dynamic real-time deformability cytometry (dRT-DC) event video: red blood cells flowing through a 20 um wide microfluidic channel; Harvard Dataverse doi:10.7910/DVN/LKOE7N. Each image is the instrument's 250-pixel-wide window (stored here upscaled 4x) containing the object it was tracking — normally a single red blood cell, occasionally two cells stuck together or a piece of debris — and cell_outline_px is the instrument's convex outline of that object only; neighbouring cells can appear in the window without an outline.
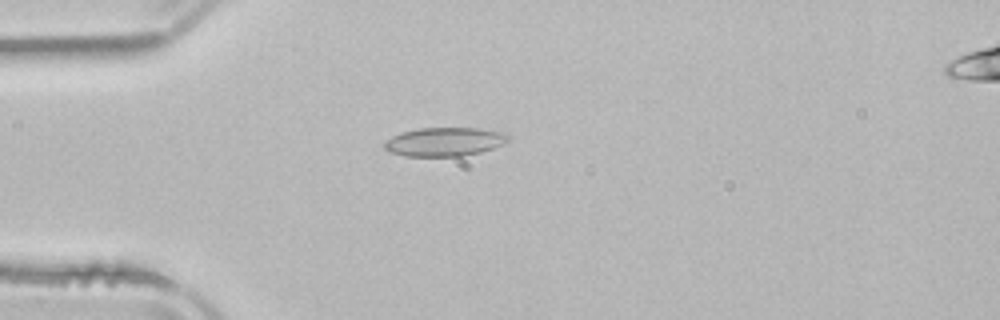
{"species": "common noctule bat (a hibernating species)", "species_latin": "Nyctalus noctula", "temperature_condition": "room temperature", "stored_images_in_passage": 4, "camera_frame_rate_fps": 3000, "um_per_image_px": 0.085, "animal": {"sex": "male", "body_mass_g": 21.5, "forearm_length_mm": 52.0}, "frame": {"image": 1, "passage_image": 4, "time_ms": 4.0, "image_size_px": [1000, 320], "cell_outline_px": [[508, 140], [492, 148], [480, 152], [464, 156], [404, 156], [388, 152], [384, 148], [384, 140], [400, 132], [420, 128], [476, 128], [504, 132], [508, 136]], "centroid_in_image_um": [37.71, 12.05], "position_along_channel_um": 47.3, "area_um2": 20.75}}